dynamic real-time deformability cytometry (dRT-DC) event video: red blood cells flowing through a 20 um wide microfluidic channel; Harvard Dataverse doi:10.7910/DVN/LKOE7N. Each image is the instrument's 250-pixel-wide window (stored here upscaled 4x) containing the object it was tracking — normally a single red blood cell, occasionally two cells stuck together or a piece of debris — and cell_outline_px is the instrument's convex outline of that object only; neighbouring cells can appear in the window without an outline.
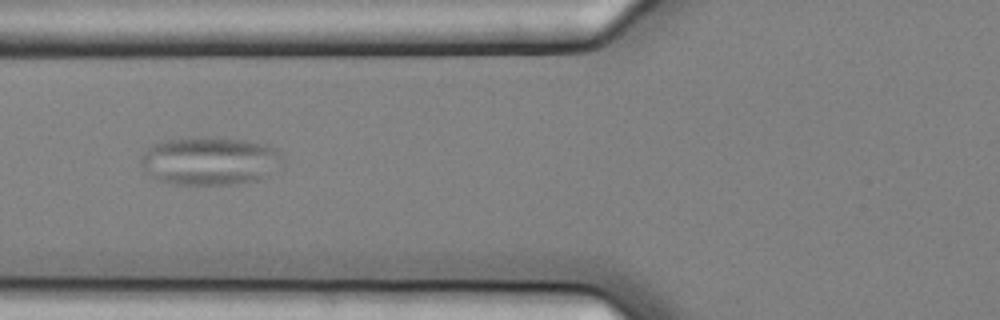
{"species": "common noctule bat (a hibernating species)", "species_latin": "Nyctalus noctula", "temperature_condition": "cold", "stored_images_in_passage": 11, "camera_frame_rate_fps": 3000, "um_per_image_px": 0.085, "animal": {"sex": "female", "body_mass_g": 25.1}, "frame": {"image": 1, "passage_image": 2, "time_ms": 0.333, "image_size_px": [1000, 320], "cell_outline_px": [[284, 160], [264, 176], [256, 180], [236, 184], [176, 184], [152, 180], [140, 164], [140, 156], [152, 144], [164, 140], [248, 140], [264, 144], [276, 148], [284, 152]], "centroid_in_image_um": [17.8, 13.72], "position_along_channel_um": 108.0, "area_um2": 39.07}}
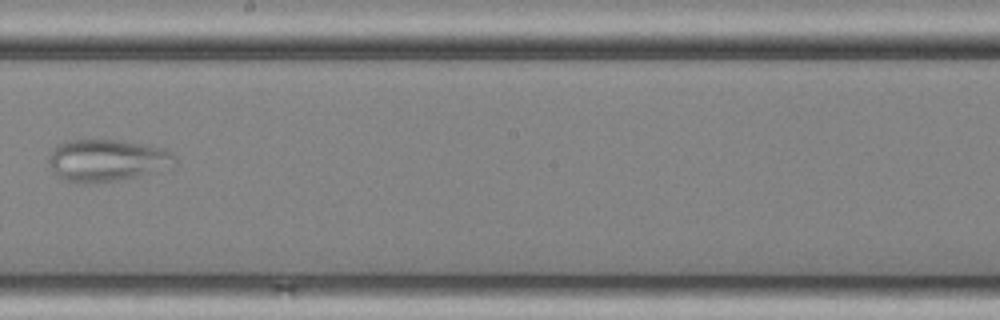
{"frame": {"image": 2, "passage_image": 5, "time_ms": 1.333, "image_size_px": [1000, 320], "cell_outline_px": [[176, 164], [172, 168], [136, 176], [88, 184], [64, 180], [52, 168], [48, 160], [52, 152], [64, 140], [128, 140], [164, 148], [176, 156]], "centroid_in_image_um": [9.17, 13.61], "position_along_channel_um": 239.0, "area_um2": 30.81}}
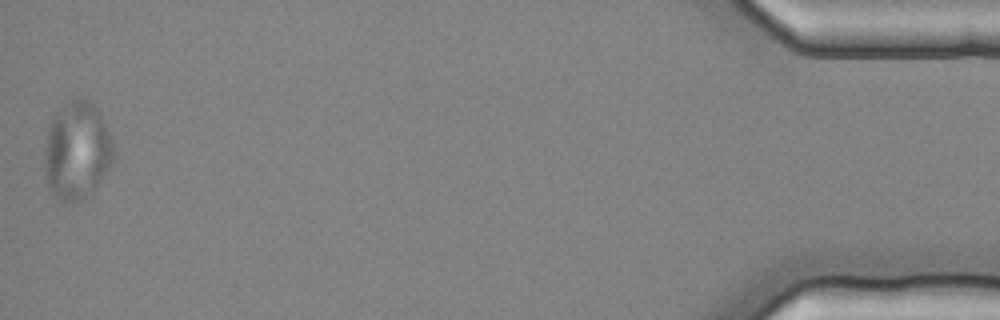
{"frame": {"image": 3, "passage_image": 11, "time_ms": 3.333, "image_size_px": [1000, 320], "cell_outline_px": [[116, 156], [112, 164], [92, 196], [84, 200], [72, 204], [64, 204], [52, 196], [48, 184], [44, 164], [44, 148], [48, 128], [52, 120], [64, 104], [76, 96], [80, 96], [88, 100], [100, 112], [112, 140], [116, 152]], "centroid_in_image_um": [6.57, 12.88], "position_along_channel_um": 428.6, "area_um2": 40.52}}